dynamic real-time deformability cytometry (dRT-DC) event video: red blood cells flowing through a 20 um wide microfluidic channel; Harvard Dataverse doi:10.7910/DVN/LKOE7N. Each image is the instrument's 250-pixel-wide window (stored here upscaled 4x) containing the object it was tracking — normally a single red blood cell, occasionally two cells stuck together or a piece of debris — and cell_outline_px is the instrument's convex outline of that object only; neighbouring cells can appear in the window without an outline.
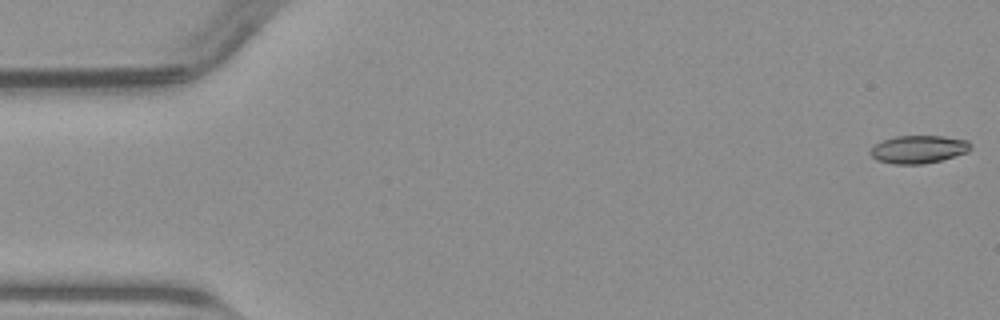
{"species": "common noctule bat (a hibernating species)", "species_latin": "Nyctalus noctula", "temperature_condition": "warm", "stored_images_in_passage": 50, "camera_frame_rate_fps": 3000, "um_per_image_px": 0.085, "animal": {"sex": "male", "body_mass_g": 23.1, "forearm_length_mm": 52.7}, "frame": {"image": 1, "passage_image": 1, "time_ms": 0.0, "image_size_px": [1000, 320], "cell_outline_px": [[972, 148], [968, 152], [940, 160], [924, 164], [896, 164], [876, 160], [868, 152], [876, 144], [884, 140], [896, 136], [944, 136], [968, 140], [972, 144]], "centroid_in_image_um": [78.1, 12.69], "position_along_channel_um": 6.9, "area_um2": 16.3}}
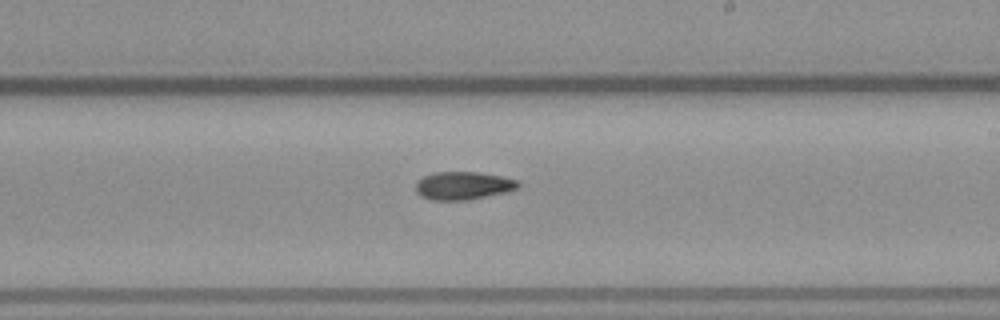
{"frame": {"image": 2, "passage_image": 29, "time_ms": 9.333, "image_size_px": [1000, 320], "cell_outline_px": [[520, 184], [516, 188], [504, 192], [468, 200], [432, 200], [420, 196], [416, 192], [416, 180], [432, 172], [480, 172], [504, 176], [520, 180]], "centroid_in_image_um": [39.35, 15.76], "position_along_channel_um": 249.6, "area_um2": 16.88}}
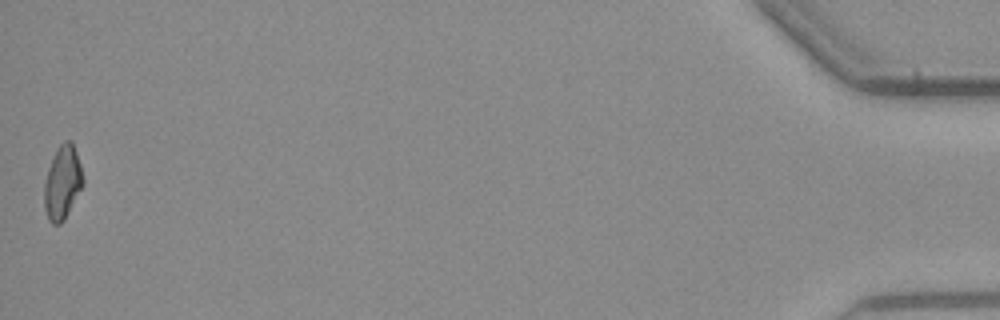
{"frame": {"image": 3, "passage_image": 50, "time_ms": 16.333, "image_size_px": [1000, 320], "cell_outline_px": [[84, 184], [64, 220], [60, 224], [52, 224], [48, 220], [44, 208], [44, 184], [48, 168], [56, 148], [64, 140], [72, 140], [80, 164], [84, 180]], "centroid_in_image_um": [5.3, 15.51], "position_along_channel_um": 429.9, "area_um2": 16.76}}